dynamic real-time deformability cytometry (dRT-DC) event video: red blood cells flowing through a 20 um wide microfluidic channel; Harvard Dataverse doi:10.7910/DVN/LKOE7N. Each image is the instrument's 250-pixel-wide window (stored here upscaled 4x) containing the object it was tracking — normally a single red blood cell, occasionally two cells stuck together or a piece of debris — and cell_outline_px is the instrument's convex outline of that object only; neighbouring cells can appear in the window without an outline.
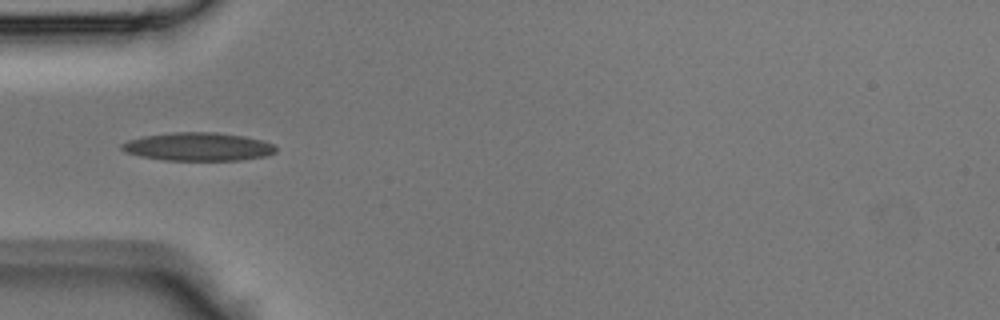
{"species": "Egyptian fruit bat (a non-hibernating species)", "species_latin": "Rousettus aegyptiacus", "temperature_condition": "room temperature", "stored_images_in_passage": 31, "camera_frame_rate_fps": 3000, "um_per_image_px": 0.085, "animal": {"sex": "male"}, "frame": {"image": 1, "passage_image": 1, "time_ms": 0.0, "image_size_px": [1000, 320], "cell_outline_px": [[276, 152], [264, 156], [240, 160], [164, 160], [140, 156], [128, 152], [120, 148], [120, 144], [128, 140], [144, 136], [172, 132], [216, 132], [244, 136], [276, 144]], "centroid_in_image_um": [16.85, 12.46], "position_along_channel_um": 68.1, "area_um2": 25.32}}
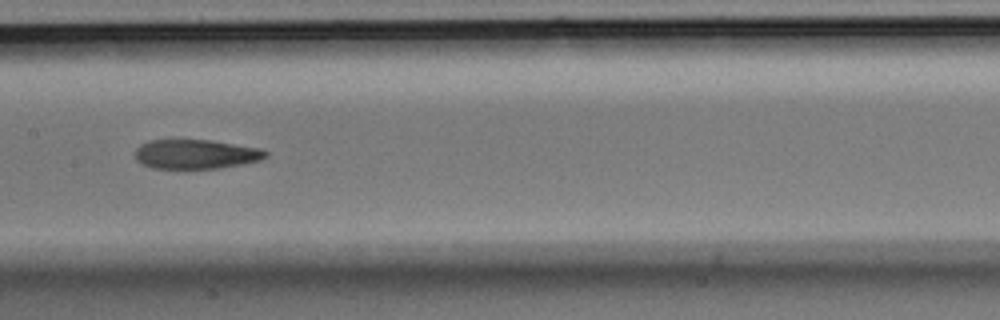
{"frame": {"image": 2, "passage_image": 9, "time_ms": 2.667, "image_size_px": [1000, 320], "cell_outline_px": [[268, 156], [260, 160], [244, 164], [216, 168], [152, 168], [136, 160], [136, 148], [140, 144], [148, 140], [212, 140], [260, 148], [268, 152]], "centroid_in_image_um": [16.66, 13.09], "position_along_channel_um": 190.7, "area_um2": 22.31}}
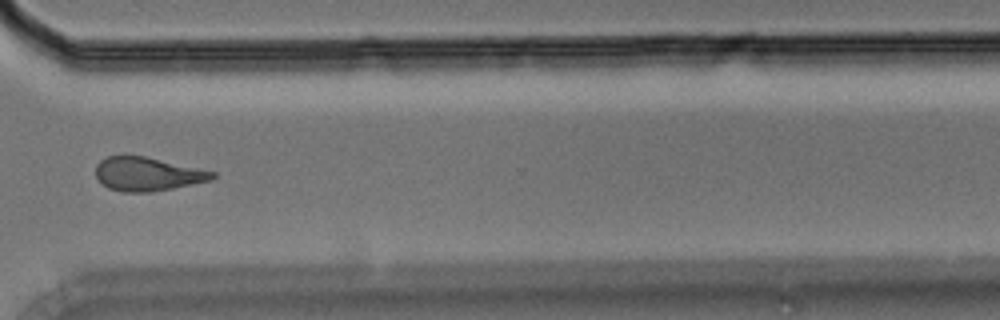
{"frame": {"image": 3, "passage_image": 20, "time_ms": 6.333, "image_size_px": [1000, 320], "cell_outline_px": [[216, 176], [212, 180], [172, 188], [148, 192], [124, 192], [108, 188], [100, 184], [96, 176], [96, 164], [100, 160], [108, 156], [144, 156], [216, 172]], "centroid_in_image_um": [12.5, 14.8], "position_along_channel_um": 358.1, "area_um2": 22.77}}